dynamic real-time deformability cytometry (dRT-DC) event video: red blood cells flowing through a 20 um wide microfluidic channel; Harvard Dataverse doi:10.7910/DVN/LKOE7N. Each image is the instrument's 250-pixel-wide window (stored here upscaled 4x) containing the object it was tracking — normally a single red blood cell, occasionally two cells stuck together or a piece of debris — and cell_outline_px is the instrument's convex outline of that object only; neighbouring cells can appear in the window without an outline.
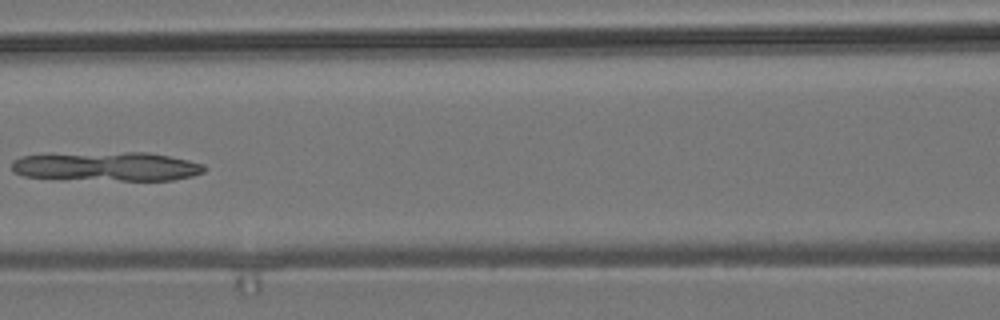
{"species": "common noctule bat (a hibernating species)", "species_latin": "Nyctalus noctula", "temperature_condition": "room temperature", "stored_images_in_passage": 8, "camera_frame_rate_fps": 3000, "um_per_image_px": 0.085, "animal": {"sex": "male", "body_mass_g": 19.2, "forearm_length_mm": 51.8}, "frame": {"image": 1, "passage_image": 7, "time_ms": 7.0, "image_size_px": [1000, 320], "cell_outline_px": [[208, 168], [204, 172], [192, 176], [172, 180], [60, 180], [24, 176], [16, 172], [12, 168], [12, 160], [20, 156], [124, 152], [148, 152], [188, 160], [204, 164]], "centroid_in_image_um": [9.1, 14.17], "position_along_channel_um": 157.5, "area_um2": 32.83}}
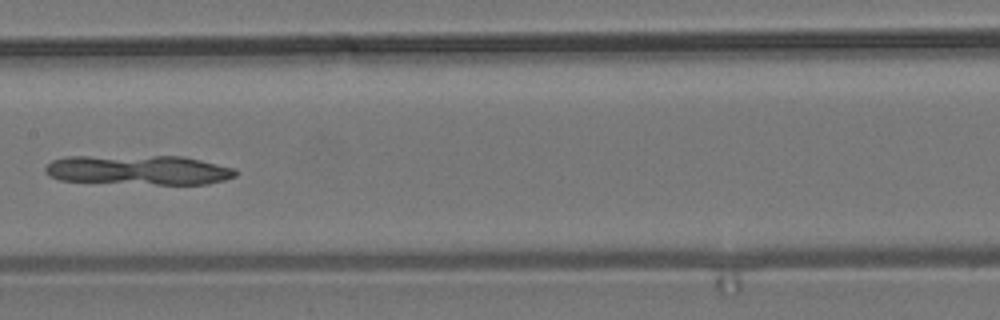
{"frame": {"image": 2, "passage_image": 8, "time_ms": 8.0, "image_size_px": [1000, 320], "cell_outline_px": [[236, 176], [224, 180], [208, 184], [156, 184], [60, 180], [48, 176], [44, 172], [44, 168], [52, 160], [64, 156], [184, 156], [236, 168]], "centroid_in_image_um": [11.78, 14.44], "position_along_channel_um": 195.6, "area_um2": 33.0}}